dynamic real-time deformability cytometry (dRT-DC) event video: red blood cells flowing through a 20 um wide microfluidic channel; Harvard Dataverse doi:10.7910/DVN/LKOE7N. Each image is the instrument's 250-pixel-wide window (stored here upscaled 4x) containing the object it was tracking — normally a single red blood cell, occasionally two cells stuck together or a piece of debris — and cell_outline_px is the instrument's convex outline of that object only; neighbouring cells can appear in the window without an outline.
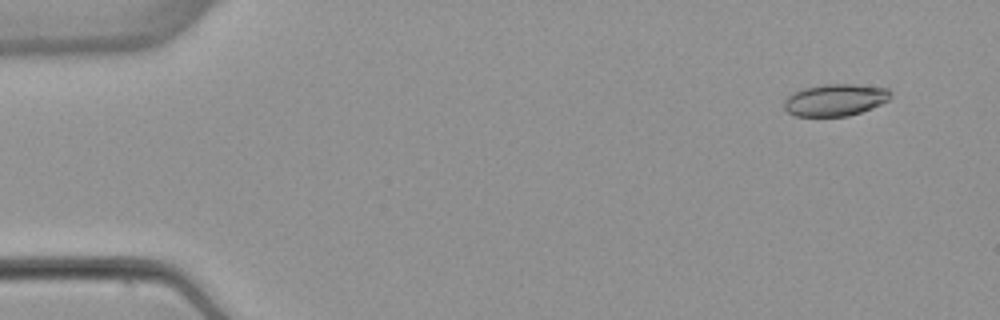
{"species": "common noctule bat (a hibernating species)", "species_latin": "Nyctalus noctula", "temperature_condition": "warm", "stored_images_in_passage": 6, "camera_frame_rate_fps": 3000, "um_per_image_px": 0.085, "animal": {"sex": "female", "body_mass_g": 22.7, "forearm_length_mm": 54.2}, "frame": {"image": 1, "passage_image": 1, "time_ms": 0.0, "image_size_px": [1000, 320], "cell_outline_px": [[892, 92], [888, 100], [872, 108], [848, 116], [796, 116], [788, 112], [784, 108], [784, 100], [788, 96], [804, 88], [824, 84], [856, 84], [888, 88]], "centroid_in_image_um": [71.01, 8.49], "position_along_channel_um": 14.0, "area_um2": 19.77}}
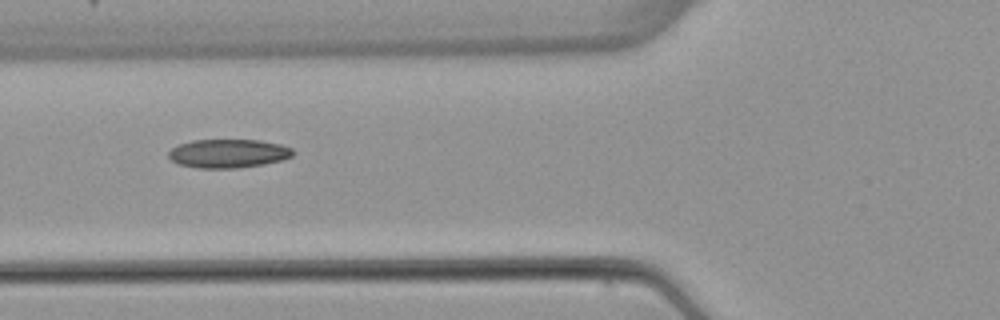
{"frame": {"image": 2, "passage_image": 5, "time_ms": 5.333, "image_size_px": [1000, 320], "cell_outline_px": [[296, 152], [292, 156], [284, 160], [264, 164], [236, 168], [196, 168], [176, 164], [168, 156], [168, 152], [172, 148], [180, 144], [192, 140], [260, 140], [280, 144], [292, 148]], "centroid_in_image_um": [19.42, 13.05], "position_along_channel_um": 106.4, "area_um2": 20.98}}
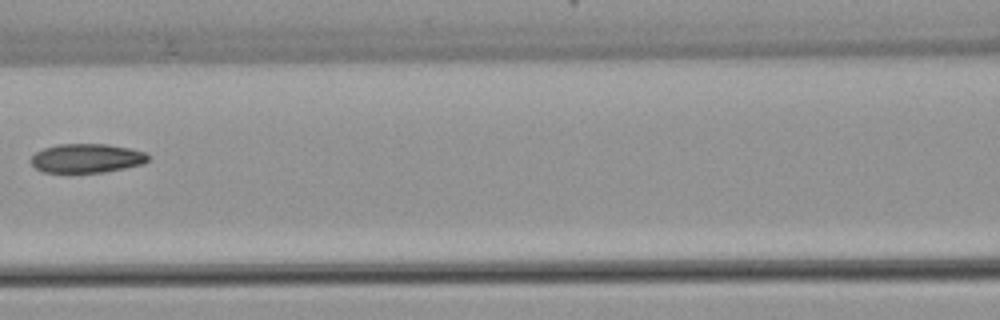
{"frame": {"image": 3, "passage_image": 6, "time_ms": 6.667, "image_size_px": [1000, 320], "cell_outline_px": [[148, 160], [144, 164], [104, 172], [44, 172], [36, 168], [32, 164], [32, 156], [36, 152], [44, 148], [56, 144], [108, 144], [128, 148], [144, 152], [148, 156]], "centroid_in_image_um": [7.37, 13.44], "position_along_channel_um": 159.2, "area_um2": 19.65}}